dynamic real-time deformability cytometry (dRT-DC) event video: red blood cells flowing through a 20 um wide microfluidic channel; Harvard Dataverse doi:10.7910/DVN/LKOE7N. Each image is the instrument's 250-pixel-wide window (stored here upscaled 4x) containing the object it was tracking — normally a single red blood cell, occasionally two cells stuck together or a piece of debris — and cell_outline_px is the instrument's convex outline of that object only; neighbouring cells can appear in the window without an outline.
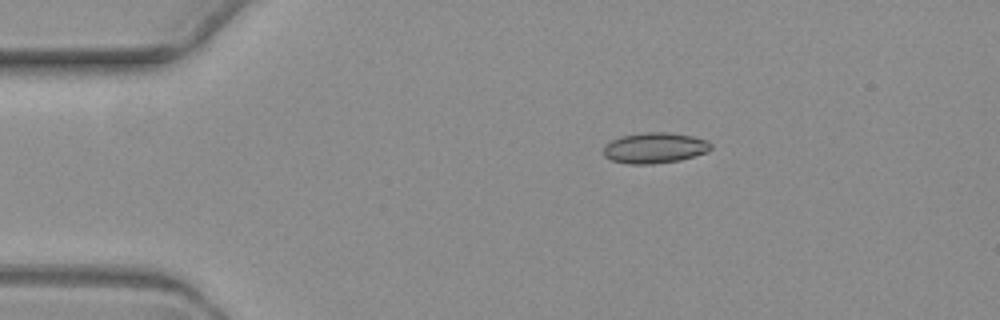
{"species": "common noctule bat (a hibernating species)", "species_latin": "Nyctalus noctula", "temperature_condition": "warm", "stored_images_in_passage": 2, "camera_frame_rate_fps": 3000, "um_per_image_px": 0.085, "animal": {"sex": "female", "body_mass_g": 19.3, "forearm_length_mm": 54.1}, "frame": {"image": 1, "passage_image": 1, "time_ms": 0.0, "image_size_px": [1000, 320], "cell_outline_px": [[712, 148], [708, 152], [680, 160], [652, 164], [628, 164], [612, 160], [604, 156], [604, 148], [612, 140], [620, 136], [648, 132], [668, 132], [692, 136], [708, 140], [712, 144]], "centroid_in_image_um": [55.69, 12.57], "position_along_channel_um": 29.3, "area_um2": 19.19}}